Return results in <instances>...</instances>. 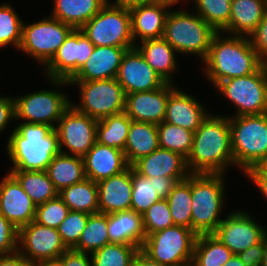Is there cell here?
<instances>
[{
    "instance_id": "cell-28",
    "label": "cell",
    "mask_w": 267,
    "mask_h": 266,
    "mask_svg": "<svg viewBox=\"0 0 267 266\" xmlns=\"http://www.w3.org/2000/svg\"><path fill=\"white\" fill-rule=\"evenodd\" d=\"M110 243H121L142 247L146 235L142 214L133 210L119 211L108 214Z\"/></svg>"
},
{
    "instance_id": "cell-20",
    "label": "cell",
    "mask_w": 267,
    "mask_h": 266,
    "mask_svg": "<svg viewBox=\"0 0 267 266\" xmlns=\"http://www.w3.org/2000/svg\"><path fill=\"white\" fill-rule=\"evenodd\" d=\"M132 167L141 176L147 178L161 176L175 178L178 182L186 179L190 174L185 157L161 147L140 158Z\"/></svg>"
},
{
    "instance_id": "cell-5",
    "label": "cell",
    "mask_w": 267,
    "mask_h": 266,
    "mask_svg": "<svg viewBox=\"0 0 267 266\" xmlns=\"http://www.w3.org/2000/svg\"><path fill=\"white\" fill-rule=\"evenodd\" d=\"M235 167L244 173L267 161V113L228 116Z\"/></svg>"
},
{
    "instance_id": "cell-18",
    "label": "cell",
    "mask_w": 267,
    "mask_h": 266,
    "mask_svg": "<svg viewBox=\"0 0 267 266\" xmlns=\"http://www.w3.org/2000/svg\"><path fill=\"white\" fill-rule=\"evenodd\" d=\"M175 88L174 83H165L157 90L126 94L124 112L132 121L158 125L164 121L168 97Z\"/></svg>"
},
{
    "instance_id": "cell-6",
    "label": "cell",
    "mask_w": 267,
    "mask_h": 266,
    "mask_svg": "<svg viewBox=\"0 0 267 266\" xmlns=\"http://www.w3.org/2000/svg\"><path fill=\"white\" fill-rule=\"evenodd\" d=\"M217 32L197 13L170 10L167 14L163 38L178 54L206 59L213 36Z\"/></svg>"
},
{
    "instance_id": "cell-13",
    "label": "cell",
    "mask_w": 267,
    "mask_h": 266,
    "mask_svg": "<svg viewBox=\"0 0 267 266\" xmlns=\"http://www.w3.org/2000/svg\"><path fill=\"white\" fill-rule=\"evenodd\" d=\"M60 88L40 90L15 98L16 119L26 123L46 124L55 129L71 100ZM56 125H55V124Z\"/></svg>"
},
{
    "instance_id": "cell-29",
    "label": "cell",
    "mask_w": 267,
    "mask_h": 266,
    "mask_svg": "<svg viewBox=\"0 0 267 266\" xmlns=\"http://www.w3.org/2000/svg\"><path fill=\"white\" fill-rule=\"evenodd\" d=\"M136 44L145 61L166 82L173 84L172 74L178 69L176 50L162 37L149 39Z\"/></svg>"
},
{
    "instance_id": "cell-3",
    "label": "cell",
    "mask_w": 267,
    "mask_h": 266,
    "mask_svg": "<svg viewBox=\"0 0 267 266\" xmlns=\"http://www.w3.org/2000/svg\"><path fill=\"white\" fill-rule=\"evenodd\" d=\"M8 137L9 170L46 171L59 150L55 129L46 124L20 122Z\"/></svg>"
},
{
    "instance_id": "cell-16",
    "label": "cell",
    "mask_w": 267,
    "mask_h": 266,
    "mask_svg": "<svg viewBox=\"0 0 267 266\" xmlns=\"http://www.w3.org/2000/svg\"><path fill=\"white\" fill-rule=\"evenodd\" d=\"M234 255L261 243L267 230L246 211L236 210L221 221L213 233Z\"/></svg>"
},
{
    "instance_id": "cell-21",
    "label": "cell",
    "mask_w": 267,
    "mask_h": 266,
    "mask_svg": "<svg viewBox=\"0 0 267 266\" xmlns=\"http://www.w3.org/2000/svg\"><path fill=\"white\" fill-rule=\"evenodd\" d=\"M131 48L94 46L93 52L69 81H95L116 78L122 57Z\"/></svg>"
},
{
    "instance_id": "cell-30",
    "label": "cell",
    "mask_w": 267,
    "mask_h": 266,
    "mask_svg": "<svg viewBox=\"0 0 267 266\" xmlns=\"http://www.w3.org/2000/svg\"><path fill=\"white\" fill-rule=\"evenodd\" d=\"M108 0H53L51 17L72 26L82 28Z\"/></svg>"
},
{
    "instance_id": "cell-61",
    "label": "cell",
    "mask_w": 267,
    "mask_h": 266,
    "mask_svg": "<svg viewBox=\"0 0 267 266\" xmlns=\"http://www.w3.org/2000/svg\"><path fill=\"white\" fill-rule=\"evenodd\" d=\"M263 166L267 169V161L263 164Z\"/></svg>"
},
{
    "instance_id": "cell-22",
    "label": "cell",
    "mask_w": 267,
    "mask_h": 266,
    "mask_svg": "<svg viewBox=\"0 0 267 266\" xmlns=\"http://www.w3.org/2000/svg\"><path fill=\"white\" fill-rule=\"evenodd\" d=\"M209 114L196 97L176 87L169 94L164 122L195 132Z\"/></svg>"
},
{
    "instance_id": "cell-49",
    "label": "cell",
    "mask_w": 267,
    "mask_h": 266,
    "mask_svg": "<svg viewBox=\"0 0 267 266\" xmlns=\"http://www.w3.org/2000/svg\"><path fill=\"white\" fill-rule=\"evenodd\" d=\"M12 119H16L15 98L0 95V133L6 130Z\"/></svg>"
},
{
    "instance_id": "cell-53",
    "label": "cell",
    "mask_w": 267,
    "mask_h": 266,
    "mask_svg": "<svg viewBox=\"0 0 267 266\" xmlns=\"http://www.w3.org/2000/svg\"><path fill=\"white\" fill-rule=\"evenodd\" d=\"M132 266H166L159 262L151 260L141 250L136 254Z\"/></svg>"
},
{
    "instance_id": "cell-9",
    "label": "cell",
    "mask_w": 267,
    "mask_h": 266,
    "mask_svg": "<svg viewBox=\"0 0 267 266\" xmlns=\"http://www.w3.org/2000/svg\"><path fill=\"white\" fill-rule=\"evenodd\" d=\"M78 85L80 103L71 105L96 120L123 113L126 93L116 78L95 81H68Z\"/></svg>"
},
{
    "instance_id": "cell-12",
    "label": "cell",
    "mask_w": 267,
    "mask_h": 266,
    "mask_svg": "<svg viewBox=\"0 0 267 266\" xmlns=\"http://www.w3.org/2000/svg\"><path fill=\"white\" fill-rule=\"evenodd\" d=\"M94 45L80 29H74L53 58L45 65V75L53 87L67 86L93 52Z\"/></svg>"
},
{
    "instance_id": "cell-31",
    "label": "cell",
    "mask_w": 267,
    "mask_h": 266,
    "mask_svg": "<svg viewBox=\"0 0 267 266\" xmlns=\"http://www.w3.org/2000/svg\"><path fill=\"white\" fill-rule=\"evenodd\" d=\"M159 147L156 124L131 121L124 155L129 166Z\"/></svg>"
},
{
    "instance_id": "cell-26",
    "label": "cell",
    "mask_w": 267,
    "mask_h": 266,
    "mask_svg": "<svg viewBox=\"0 0 267 266\" xmlns=\"http://www.w3.org/2000/svg\"><path fill=\"white\" fill-rule=\"evenodd\" d=\"M129 11L135 45L137 40L142 42L163 37L166 17L170 11L168 8L148 3L132 8Z\"/></svg>"
},
{
    "instance_id": "cell-44",
    "label": "cell",
    "mask_w": 267,
    "mask_h": 266,
    "mask_svg": "<svg viewBox=\"0 0 267 266\" xmlns=\"http://www.w3.org/2000/svg\"><path fill=\"white\" fill-rule=\"evenodd\" d=\"M89 214L78 211H69L66 218L57 227L63 243L68 249H73L85 229Z\"/></svg>"
},
{
    "instance_id": "cell-37",
    "label": "cell",
    "mask_w": 267,
    "mask_h": 266,
    "mask_svg": "<svg viewBox=\"0 0 267 266\" xmlns=\"http://www.w3.org/2000/svg\"><path fill=\"white\" fill-rule=\"evenodd\" d=\"M108 214H90L78 244L73 250L92 254L94 251L110 243L108 235Z\"/></svg>"
},
{
    "instance_id": "cell-38",
    "label": "cell",
    "mask_w": 267,
    "mask_h": 266,
    "mask_svg": "<svg viewBox=\"0 0 267 266\" xmlns=\"http://www.w3.org/2000/svg\"><path fill=\"white\" fill-rule=\"evenodd\" d=\"M166 200L174 225L191 229V173L186 179L177 182Z\"/></svg>"
},
{
    "instance_id": "cell-51",
    "label": "cell",
    "mask_w": 267,
    "mask_h": 266,
    "mask_svg": "<svg viewBox=\"0 0 267 266\" xmlns=\"http://www.w3.org/2000/svg\"><path fill=\"white\" fill-rule=\"evenodd\" d=\"M244 174L257 186L261 196L267 200V169L263 165L254 166Z\"/></svg>"
},
{
    "instance_id": "cell-43",
    "label": "cell",
    "mask_w": 267,
    "mask_h": 266,
    "mask_svg": "<svg viewBox=\"0 0 267 266\" xmlns=\"http://www.w3.org/2000/svg\"><path fill=\"white\" fill-rule=\"evenodd\" d=\"M142 216L146 236L174 226L166 199H160L152 204Z\"/></svg>"
},
{
    "instance_id": "cell-56",
    "label": "cell",
    "mask_w": 267,
    "mask_h": 266,
    "mask_svg": "<svg viewBox=\"0 0 267 266\" xmlns=\"http://www.w3.org/2000/svg\"><path fill=\"white\" fill-rule=\"evenodd\" d=\"M34 266H64V264L59 259L45 260L35 264Z\"/></svg>"
},
{
    "instance_id": "cell-39",
    "label": "cell",
    "mask_w": 267,
    "mask_h": 266,
    "mask_svg": "<svg viewBox=\"0 0 267 266\" xmlns=\"http://www.w3.org/2000/svg\"><path fill=\"white\" fill-rule=\"evenodd\" d=\"M159 147L181 154L187 159L194 139V132L168 122L157 125Z\"/></svg>"
},
{
    "instance_id": "cell-7",
    "label": "cell",
    "mask_w": 267,
    "mask_h": 266,
    "mask_svg": "<svg viewBox=\"0 0 267 266\" xmlns=\"http://www.w3.org/2000/svg\"><path fill=\"white\" fill-rule=\"evenodd\" d=\"M196 237L192 229L174 225L146 236L140 250L160 264L179 266L192 261Z\"/></svg>"
},
{
    "instance_id": "cell-40",
    "label": "cell",
    "mask_w": 267,
    "mask_h": 266,
    "mask_svg": "<svg viewBox=\"0 0 267 266\" xmlns=\"http://www.w3.org/2000/svg\"><path fill=\"white\" fill-rule=\"evenodd\" d=\"M140 247L135 245L109 243L91 255L93 266H132Z\"/></svg>"
},
{
    "instance_id": "cell-52",
    "label": "cell",
    "mask_w": 267,
    "mask_h": 266,
    "mask_svg": "<svg viewBox=\"0 0 267 266\" xmlns=\"http://www.w3.org/2000/svg\"><path fill=\"white\" fill-rule=\"evenodd\" d=\"M0 266H33L19 251L0 255Z\"/></svg>"
},
{
    "instance_id": "cell-47",
    "label": "cell",
    "mask_w": 267,
    "mask_h": 266,
    "mask_svg": "<svg viewBox=\"0 0 267 266\" xmlns=\"http://www.w3.org/2000/svg\"><path fill=\"white\" fill-rule=\"evenodd\" d=\"M251 46L263 61H267V11L256 29L250 34Z\"/></svg>"
},
{
    "instance_id": "cell-17",
    "label": "cell",
    "mask_w": 267,
    "mask_h": 266,
    "mask_svg": "<svg viewBox=\"0 0 267 266\" xmlns=\"http://www.w3.org/2000/svg\"><path fill=\"white\" fill-rule=\"evenodd\" d=\"M116 79L126 94L157 90L166 83L136 47L124 53Z\"/></svg>"
},
{
    "instance_id": "cell-60",
    "label": "cell",
    "mask_w": 267,
    "mask_h": 266,
    "mask_svg": "<svg viewBox=\"0 0 267 266\" xmlns=\"http://www.w3.org/2000/svg\"><path fill=\"white\" fill-rule=\"evenodd\" d=\"M264 67H265V70H266V73H267V61L264 62Z\"/></svg>"
},
{
    "instance_id": "cell-25",
    "label": "cell",
    "mask_w": 267,
    "mask_h": 266,
    "mask_svg": "<svg viewBox=\"0 0 267 266\" xmlns=\"http://www.w3.org/2000/svg\"><path fill=\"white\" fill-rule=\"evenodd\" d=\"M175 178L141 176L132 167L131 208L136 213L143 214L152 204L160 199H166L174 186Z\"/></svg>"
},
{
    "instance_id": "cell-36",
    "label": "cell",
    "mask_w": 267,
    "mask_h": 266,
    "mask_svg": "<svg viewBox=\"0 0 267 266\" xmlns=\"http://www.w3.org/2000/svg\"><path fill=\"white\" fill-rule=\"evenodd\" d=\"M131 121L125 112L98 120L97 142L124 151Z\"/></svg>"
},
{
    "instance_id": "cell-24",
    "label": "cell",
    "mask_w": 267,
    "mask_h": 266,
    "mask_svg": "<svg viewBox=\"0 0 267 266\" xmlns=\"http://www.w3.org/2000/svg\"><path fill=\"white\" fill-rule=\"evenodd\" d=\"M86 178L99 182L122 173L129 165L124 151L96 142L83 157Z\"/></svg>"
},
{
    "instance_id": "cell-55",
    "label": "cell",
    "mask_w": 267,
    "mask_h": 266,
    "mask_svg": "<svg viewBox=\"0 0 267 266\" xmlns=\"http://www.w3.org/2000/svg\"><path fill=\"white\" fill-rule=\"evenodd\" d=\"M182 1L183 0H150V3L164 6V7L168 8L169 10H171L172 8H170V7H172L173 5H176L177 3L179 4Z\"/></svg>"
},
{
    "instance_id": "cell-34",
    "label": "cell",
    "mask_w": 267,
    "mask_h": 266,
    "mask_svg": "<svg viewBox=\"0 0 267 266\" xmlns=\"http://www.w3.org/2000/svg\"><path fill=\"white\" fill-rule=\"evenodd\" d=\"M8 172L19 182L22 189L36 205L43 204L58 196L59 192L55 189L47 171L9 170Z\"/></svg>"
},
{
    "instance_id": "cell-45",
    "label": "cell",
    "mask_w": 267,
    "mask_h": 266,
    "mask_svg": "<svg viewBox=\"0 0 267 266\" xmlns=\"http://www.w3.org/2000/svg\"><path fill=\"white\" fill-rule=\"evenodd\" d=\"M69 211L68 206L57 196L43 204L37 205L34 221L41 225L57 229Z\"/></svg>"
},
{
    "instance_id": "cell-42",
    "label": "cell",
    "mask_w": 267,
    "mask_h": 266,
    "mask_svg": "<svg viewBox=\"0 0 267 266\" xmlns=\"http://www.w3.org/2000/svg\"><path fill=\"white\" fill-rule=\"evenodd\" d=\"M23 21L9 3L0 5V48L15 46L19 49L22 41Z\"/></svg>"
},
{
    "instance_id": "cell-41",
    "label": "cell",
    "mask_w": 267,
    "mask_h": 266,
    "mask_svg": "<svg viewBox=\"0 0 267 266\" xmlns=\"http://www.w3.org/2000/svg\"><path fill=\"white\" fill-rule=\"evenodd\" d=\"M194 12L201 16L216 32H222L229 24L232 0H191Z\"/></svg>"
},
{
    "instance_id": "cell-32",
    "label": "cell",
    "mask_w": 267,
    "mask_h": 266,
    "mask_svg": "<svg viewBox=\"0 0 267 266\" xmlns=\"http://www.w3.org/2000/svg\"><path fill=\"white\" fill-rule=\"evenodd\" d=\"M46 171L58 192L86 178L83 157L61 152L53 157Z\"/></svg>"
},
{
    "instance_id": "cell-57",
    "label": "cell",
    "mask_w": 267,
    "mask_h": 266,
    "mask_svg": "<svg viewBox=\"0 0 267 266\" xmlns=\"http://www.w3.org/2000/svg\"><path fill=\"white\" fill-rule=\"evenodd\" d=\"M224 266H245L238 255H233Z\"/></svg>"
},
{
    "instance_id": "cell-48",
    "label": "cell",
    "mask_w": 267,
    "mask_h": 266,
    "mask_svg": "<svg viewBox=\"0 0 267 266\" xmlns=\"http://www.w3.org/2000/svg\"><path fill=\"white\" fill-rule=\"evenodd\" d=\"M265 253V239L240 252L238 257L245 266H261Z\"/></svg>"
},
{
    "instance_id": "cell-1",
    "label": "cell",
    "mask_w": 267,
    "mask_h": 266,
    "mask_svg": "<svg viewBox=\"0 0 267 266\" xmlns=\"http://www.w3.org/2000/svg\"><path fill=\"white\" fill-rule=\"evenodd\" d=\"M190 173H222L234 165L228 116L210 113L194 132L186 159Z\"/></svg>"
},
{
    "instance_id": "cell-50",
    "label": "cell",
    "mask_w": 267,
    "mask_h": 266,
    "mask_svg": "<svg viewBox=\"0 0 267 266\" xmlns=\"http://www.w3.org/2000/svg\"><path fill=\"white\" fill-rule=\"evenodd\" d=\"M64 266H93L91 255L68 249L58 258Z\"/></svg>"
},
{
    "instance_id": "cell-27",
    "label": "cell",
    "mask_w": 267,
    "mask_h": 266,
    "mask_svg": "<svg viewBox=\"0 0 267 266\" xmlns=\"http://www.w3.org/2000/svg\"><path fill=\"white\" fill-rule=\"evenodd\" d=\"M267 11V0H232L229 24L224 34L250 36ZM226 32V33H225Z\"/></svg>"
},
{
    "instance_id": "cell-8",
    "label": "cell",
    "mask_w": 267,
    "mask_h": 266,
    "mask_svg": "<svg viewBox=\"0 0 267 266\" xmlns=\"http://www.w3.org/2000/svg\"><path fill=\"white\" fill-rule=\"evenodd\" d=\"M80 30L94 46L135 47L130 11L109 2Z\"/></svg>"
},
{
    "instance_id": "cell-14",
    "label": "cell",
    "mask_w": 267,
    "mask_h": 266,
    "mask_svg": "<svg viewBox=\"0 0 267 266\" xmlns=\"http://www.w3.org/2000/svg\"><path fill=\"white\" fill-rule=\"evenodd\" d=\"M97 123L98 120L77 111L70 105L55 127L60 152L84 157L97 142Z\"/></svg>"
},
{
    "instance_id": "cell-33",
    "label": "cell",
    "mask_w": 267,
    "mask_h": 266,
    "mask_svg": "<svg viewBox=\"0 0 267 266\" xmlns=\"http://www.w3.org/2000/svg\"><path fill=\"white\" fill-rule=\"evenodd\" d=\"M58 196L71 211L84 212L89 215L99 212L98 186L96 182L88 178L62 189Z\"/></svg>"
},
{
    "instance_id": "cell-46",
    "label": "cell",
    "mask_w": 267,
    "mask_h": 266,
    "mask_svg": "<svg viewBox=\"0 0 267 266\" xmlns=\"http://www.w3.org/2000/svg\"><path fill=\"white\" fill-rule=\"evenodd\" d=\"M19 229L0 213V255L18 251Z\"/></svg>"
},
{
    "instance_id": "cell-15",
    "label": "cell",
    "mask_w": 267,
    "mask_h": 266,
    "mask_svg": "<svg viewBox=\"0 0 267 266\" xmlns=\"http://www.w3.org/2000/svg\"><path fill=\"white\" fill-rule=\"evenodd\" d=\"M67 250L57 229L35 221L19 229L18 251L33 266L45 260L58 259Z\"/></svg>"
},
{
    "instance_id": "cell-10",
    "label": "cell",
    "mask_w": 267,
    "mask_h": 266,
    "mask_svg": "<svg viewBox=\"0 0 267 266\" xmlns=\"http://www.w3.org/2000/svg\"><path fill=\"white\" fill-rule=\"evenodd\" d=\"M215 88L234 104L236 114L232 116L267 113V73L264 65L250 75L221 81Z\"/></svg>"
},
{
    "instance_id": "cell-59",
    "label": "cell",
    "mask_w": 267,
    "mask_h": 266,
    "mask_svg": "<svg viewBox=\"0 0 267 266\" xmlns=\"http://www.w3.org/2000/svg\"><path fill=\"white\" fill-rule=\"evenodd\" d=\"M179 266H194L193 262L190 261L188 263H185V264H182V265H179Z\"/></svg>"
},
{
    "instance_id": "cell-54",
    "label": "cell",
    "mask_w": 267,
    "mask_h": 266,
    "mask_svg": "<svg viewBox=\"0 0 267 266\" xmlns=\"http://www.w3.org/2000/svg\"><path fill=\"white\" fill-rule=\"evenodd\" d=\"M108 2L114 6L130 10L140 5L148 4L150 0H115L114 2L108 0Z\"/></svg>"
},
{
    "instance_id": "cell-2",
    "label": "cell",
    "mask_w": 267,
    "mask_h": 266,
    "mask_svg": "<svg viewBox=\"0 0 267 266\" xmlns=\"http://www.w3.org/2000/svg\"><path fill=\"white\" fill-rule=\"evenodd\" d=\"M222 34V35H221ZM217 32L204 63V76L216 87L221 81L258 71L264 62L251 46L249 37Z\"/></svg>"
},
{
    "instance_id": "cell-19",
    "label": "cell",
    "mask_w": 267,
    "mask_h": 266,
    "mask_svg": "<svg viewBox=\"0 0 267 266\" xmlns=\"http://www.w3.org/2000/svg\"><path fill=\"white\" fill-rule=\"evenodd\" d=\"M37 205L8 173L0 181V213L16 228L34 221Z\"/></svg>"
},
{
    "instance_id": "cell-23",
    "label": "cell",
    "mask_w": 267,
    "mask_h": 266,
    "mask_svg": "<svg viewBox=\"0 0 267 266\" xmlns=\"http://www.w3.org/2000/svg\"><path fill=\"white\" fill-rule=\"evenodd\" d=\"M100 213L111 214L130 210L132 194V166L122 173L97 182Z\"/></svg>"
},
{
    "instance_id": "cell-11",
    "label": "cell",
    "mask_w": 267,
    "mask_h": 266,
    "mask_svg": "<svg viewBox=\"0 0 267 266\" xmlns=\"http://www.w3.org/2000/svg\"><path fill=\"white\" fill-rule=\"evenodd\" d=\"M73 30L72 26L51 16L32 24L23 22L18 50L45 66Z\"/></svg>"
},
{
    "instance_id": "cell-4",
    "label": "cell",
    "mask_w": 267,
    "mask_h": 266,
    "mask_svg": "<svg viewBox=\"0 0 267 266\" xmlns=\"http://www.w3.org/2000/svg\"><path fill=\"white\" fill-rule=\"evenodd\" d=\"M225 174L191 173V229L197 234H213L221 221L225 203Z\"/></svg>"
},
{
    "instance_id": "cell-35",
    "label": "cell",
    "mask_w": 267,
    "mask_h": 266,
    "mask_svg": "<svg viewBox=\"0 0 267 266\" xmlns=\"http://www.w3.org/2000/svg\"><path fill=\"white\" fill-rule=\"evenodd\" d=\"M234 254L213 234L197 235L192 262L194 266H224Z\"/></svg>"
},
{
    "instance_id": "cell-58",
    "label": "cell",
    "mask_w": 267,
    "mask_h": 266,
    "mask_svg": "<svg viewBox=\"0 0 267 266\" xmlns=\"http://www.w3.org/2000/svg\"><path fill=\"white\" fill-rule=\"evenodd\" d=\"M261 266H267V235L265 238V253H264V258Z\"/></svg>"
}]
</instances>
